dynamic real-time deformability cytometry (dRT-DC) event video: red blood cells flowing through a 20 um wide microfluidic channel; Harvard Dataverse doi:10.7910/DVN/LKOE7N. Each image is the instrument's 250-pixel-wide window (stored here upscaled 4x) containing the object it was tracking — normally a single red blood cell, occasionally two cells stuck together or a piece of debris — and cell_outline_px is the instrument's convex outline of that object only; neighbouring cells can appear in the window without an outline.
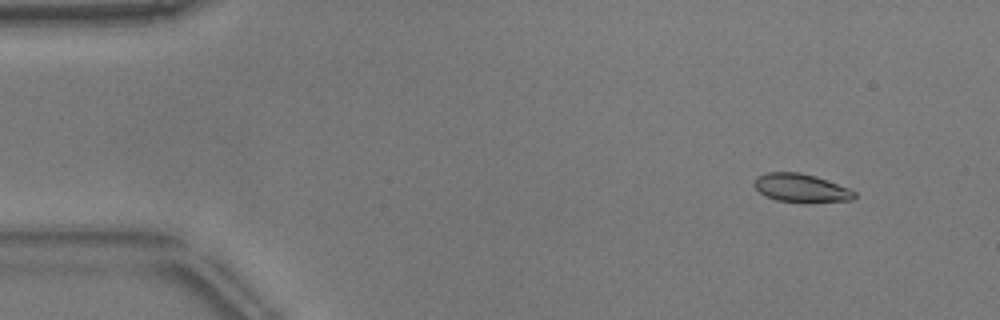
{"species": "common noctule bat (a hibernating species)", "species_latin": "Nyctalus noctula", "temperature_condition": "warm", "stored_images_in_passage": 50, "camera_frame_rate_fps": 3000, "um_per_image_px": 0.085, "animal": {"sex": "male", "body_mass_g": 17.9}, "frame": {"image": 1, "passage_image": 5, "time_ms": 1.333, "image_size_px": [1000, 320], "cell_outline_px": [[856, 196], [852, 200], [776, 200], [764, 196], [752, 184], [756, 176], [768, 172], [800, 172], [816, 176], [848, 188], [856, 192]], "centroid_in_image_um": [68.02, 15.93], "position_along_channel_um": 17.0, "area_um2": 15.95}}
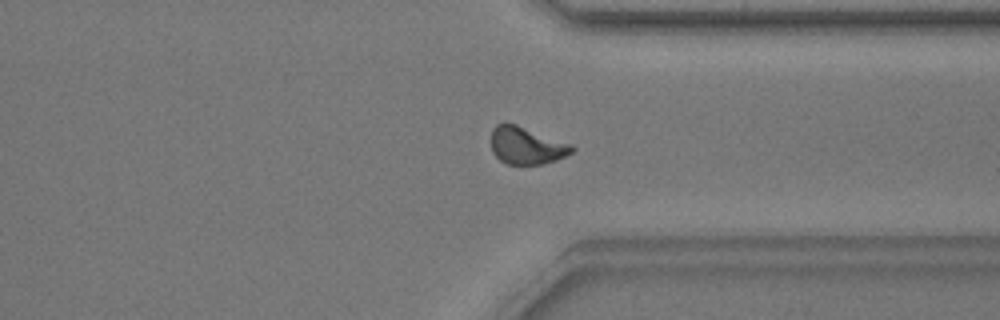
{"frame": {"image": 2, "passage_image": 40, "time_ms": 13.0, "image_size_px": [1000, 320], "cell_outline_px": [[576, 148], [572, 152], [556, 160], [544, 164], [508, 164], [500, 160], [492, 152], [492, 128], [496, 124], [516, 124], [572, 144]], "centroid_in_image_um": [44.77, 12.38], "position_along_channel_um": 366.6, "area_um2": 17.46}}
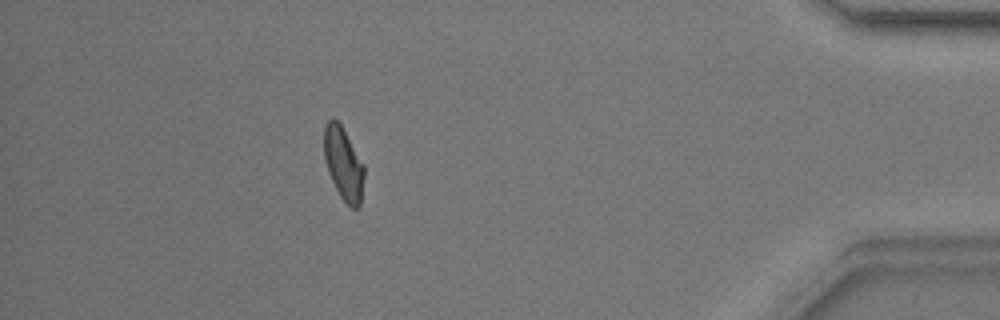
{"frame": {"image": 3, "passage_image": 47, "time_ms": 15.333, "image_size_px": [1000, 320], "cell_outline_px": [[364, 176], [360, 208], [352, 208], [340, 196], [328, 172], [324, 160], [324, 128], [328, 120], [336, 120], [340, 124], [364, 164]], "centroid_in_image_um": [29.2, 13.94], "position_along_channel_um": 406.0, "area_um2": 16.82}, "authors_computed_cell_mechanics": {"area_um2": 17.34, "velocity_mm_per_s": 3.8213, "shape_relaxation_time_tau1_ms": 6.7575, "shape_relaxation_time_tau2_ms": 1.2692, "deformation_change_tau1": 0.1627, "deformation_change_tau2": 0.0535}}